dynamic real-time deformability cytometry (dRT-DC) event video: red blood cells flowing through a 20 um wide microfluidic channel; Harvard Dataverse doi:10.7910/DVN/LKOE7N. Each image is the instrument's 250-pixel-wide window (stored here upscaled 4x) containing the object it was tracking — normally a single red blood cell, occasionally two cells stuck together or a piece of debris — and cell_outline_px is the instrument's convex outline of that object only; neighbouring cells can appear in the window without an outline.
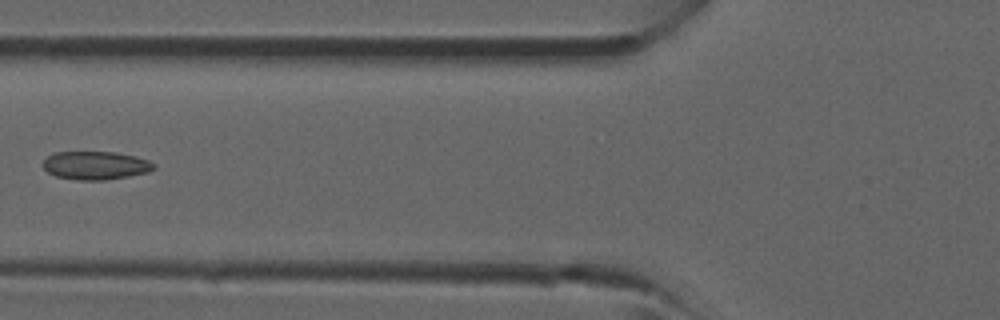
{"species": "common noctule bat (a hibernating species)", "species_latin": "Nyctalus noctula", "temperature_condition": "room temperature", "stored_images_in_passage": 5, "camera_frame_rate_fps": 3000, "um_per_image_px": 0.085, "animal": {"sex": "male", "forearm_length_mm": 52.5}, "frame": {"image": 1, "passage_image": 5, "time_ms": 4.667, "image_size_px": [1000, 320], "cell_outline_px": [[156, 168], [148, 172], [128, 176], [104, 180], [80, 180], [56, 176], [48, 172], [40, 164], [48, 156], [56, 152], [116, 152], [136, 156], [148, 160], [156, 164]], "centroid_in_image_um": [8.14, 14.05], "position_along_channel_um": 117.7, "area_um2": 18.32}}